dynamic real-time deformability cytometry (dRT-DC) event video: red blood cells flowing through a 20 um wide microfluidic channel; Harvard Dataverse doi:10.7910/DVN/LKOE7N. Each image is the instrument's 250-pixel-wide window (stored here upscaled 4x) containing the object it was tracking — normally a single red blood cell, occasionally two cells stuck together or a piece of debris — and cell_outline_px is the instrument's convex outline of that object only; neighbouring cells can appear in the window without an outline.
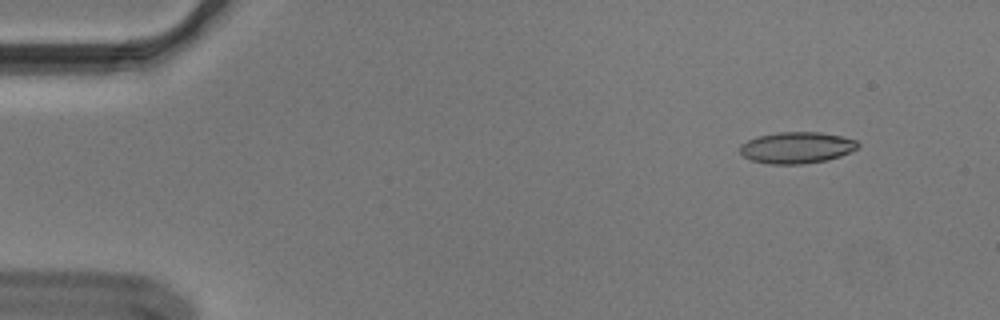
{"species": "Egyptian fruit bat (a non-hibernating species)", "species_latin": "Rousettus aegyptiacus", "temperature_condition": "cold", "stored_images_in_passage": 17, "camera_frame_rate_fps": 3000, "um_per_image_px": 0.085, "animal": {"sex": "male"}, "frame": {"image": 1, "passage_image": 2, "time_ms": 0.333, "image_size_px": [1000, 320], "cell_outline_px": [[860, 144], [856, 148], [840, 156], [828, 160], [800, 164], [768, 164], [752, 160], [744, 156], [740, 152], [740, 144], [748, 140], [760, 136], [776, 132], [820, 132], [840, 136], [856, 140]], "centroid_in_image_um": [67.71, 12.55], "position_along_channel_um": 17.3, "area_um2": 21.44}}
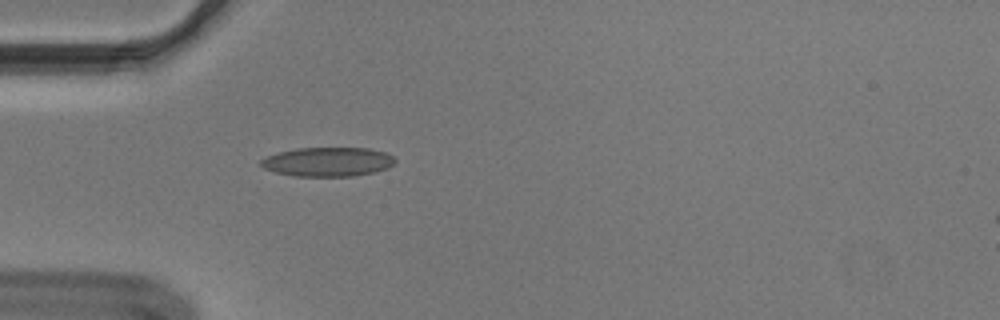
{"frame": {"image": 2, "passage_image": 13, "time_ms": 4.0, "image_size_px": [1000, 320], "cell_outline_px": [[396, 160], [388, 168], [372, 172], [352, 176], [296, 176], [276, 172], [264, 168], [260, 164], [260, 160], [268, 156], [280, 152], [296, 148], [368, 148], [384, 152], [392, 156]], "centroid_in_image_um": [27.86, 13.75], "position_along_channel_um": 57.1, "area_um2": 22.54}}
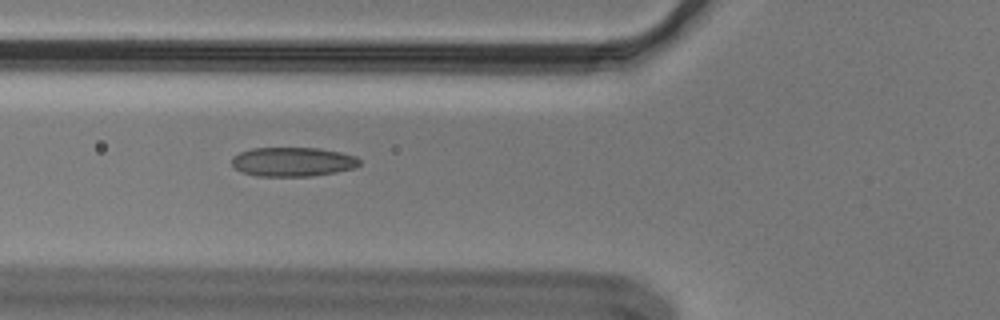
{"frame": {"image": 3, "passage_image": 17, "time_ms": 5.333, "image_size_px": [1000, 320], "cell_outline_px": [[360, 164], [352, 168], [336, 172], [312, 176], [256, 176], [244, 172], [236, 168], [232, 164], [232, 156], [240, 152], [252, 148], [320, 148], [340, 152], [356, 156], [360, 160]], "centroid_in_image_um": [24.89, 13.75], "position_along_channel_um": 100.9, "area_um2": 21.68}}